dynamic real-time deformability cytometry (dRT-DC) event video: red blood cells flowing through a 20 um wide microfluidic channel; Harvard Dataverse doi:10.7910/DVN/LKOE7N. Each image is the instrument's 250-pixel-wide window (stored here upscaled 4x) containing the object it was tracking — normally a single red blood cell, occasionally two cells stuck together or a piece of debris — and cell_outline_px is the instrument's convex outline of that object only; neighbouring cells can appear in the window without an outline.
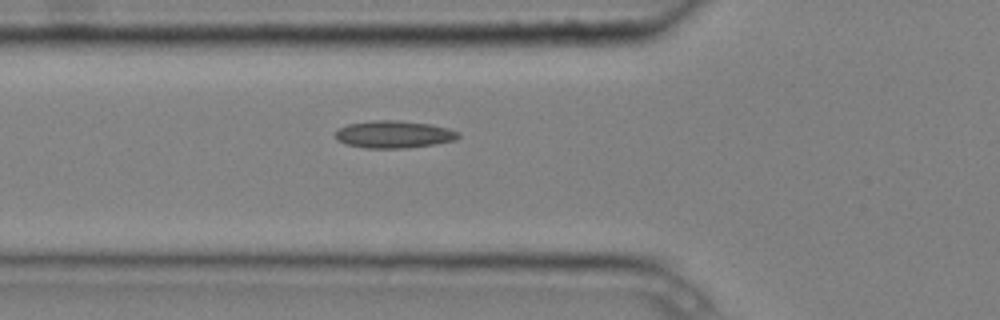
{"species": "common noctule bat (a hibernating species)", "species_latin": "Nyctalus noctula", "temperature_condition": "cold", "stored_images_in_passage": 6, "camera_frame_rate_fps": 3000, "um_per_image_px": 0.085, "animal": {"sex": "male", "body_mass_g": 20.4}, "frame": {"image": 1, "passage_image": 6, "time_ms": 1.667, "image_size_px": [1000, 320], "cell_outline_px": [[460, 136], [456, 140], [436, 144], [408, 148], [364, 148], [344, 144], [336, 140], [336, 132], [340, 128], [348, 124], [372, 120], [400, 120], [432, 124], [448, 128], [460, 132]], "centroid_in_image_um": [33.5, 11.42], "position_along_channel_um": 92.3, "area_um2": 19.88}}